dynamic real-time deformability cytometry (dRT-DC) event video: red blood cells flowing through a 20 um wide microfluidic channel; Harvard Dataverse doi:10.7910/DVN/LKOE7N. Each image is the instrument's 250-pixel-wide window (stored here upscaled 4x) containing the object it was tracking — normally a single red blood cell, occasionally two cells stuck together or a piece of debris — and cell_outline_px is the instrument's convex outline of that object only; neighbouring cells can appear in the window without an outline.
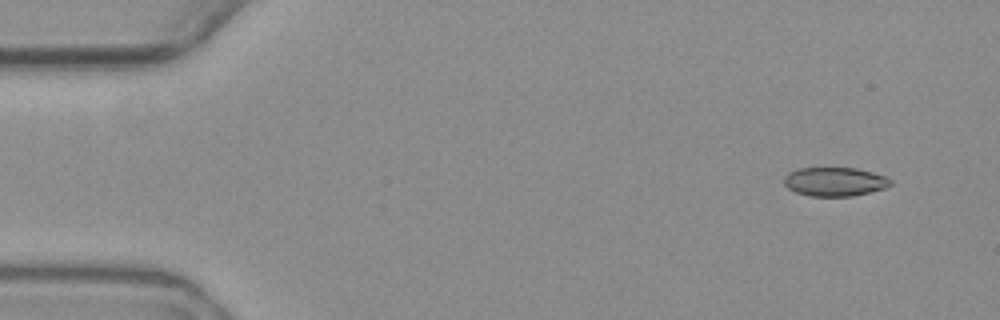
{"species": "common noctule bat (a hibernating species)", "species_latin": "Nyctalus noctula", "temperature_condition": "warm", "stored_images_in_passage": 2, "camera_frame_rate_fps": 3000, "um_per_image_px": 0.085, "animal": {"sex": "female", "body_mass_g": 19.3, "forearm_length_mm": 54.1}, "frame": {"image": 1, "passage_image": 2, "time_ms": 2.333, "image_size_px": [1000, 320], "cell_outline_px": [[892, 184], [888, 188], [852, 196], [808, 196], [796, 192], [788, 188], [784, 184], [784, 176], [788, 172], [800, 168], [856, 168], [872, 172], [884, 176], [892, 180]], "centroid_in_image_um": [70.96, 15.45], "position_along_channel_um": 14.0, "area_um2": 18.03}}